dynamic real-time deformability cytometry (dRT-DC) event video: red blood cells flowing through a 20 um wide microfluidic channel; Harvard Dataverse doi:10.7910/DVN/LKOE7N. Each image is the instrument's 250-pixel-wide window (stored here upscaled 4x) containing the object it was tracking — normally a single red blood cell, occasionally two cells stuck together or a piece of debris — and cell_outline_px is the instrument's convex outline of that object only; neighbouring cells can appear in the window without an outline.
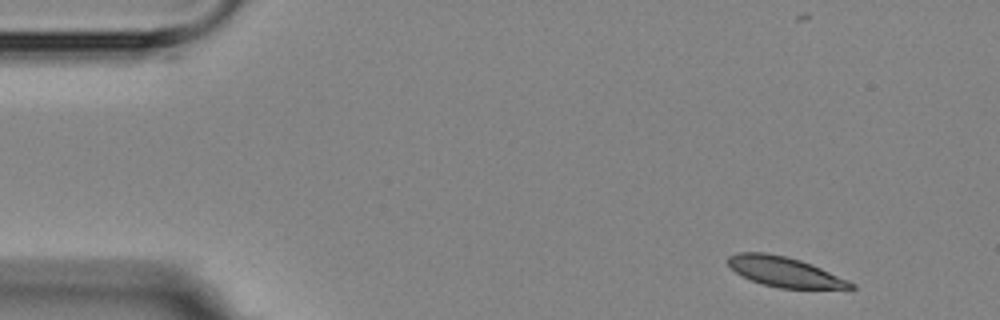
{"species": "Egyptian fruit bat (a non-hibernating species)", "species_latin": "Rousettus aegyptiacus", "temperature_condition": "room temperature", "stored_images_in_passage": 4, "camera_frame_rate_fps": 3000, "um_per_image_px": 0.085, "animal": {"sex": "female"}, "frame": {"image": 1, "passage_image": 1, "time_ms": 0.0, "image_size_px": [1000, 320], "cell_outline_px": [[856, 288], [852, 292], [780, 288], [764, 284], [752, 280], [736, 272], [728, 264], [728, 256], [736, 252], [764, 252], [784, 256], [800, 260], [812, 264], [848, 280], [856, 284]], "centroid_in_image_um": [66.88, 23.17], "position_along_channel_um": 18.1, "area_um2": 22.2}}
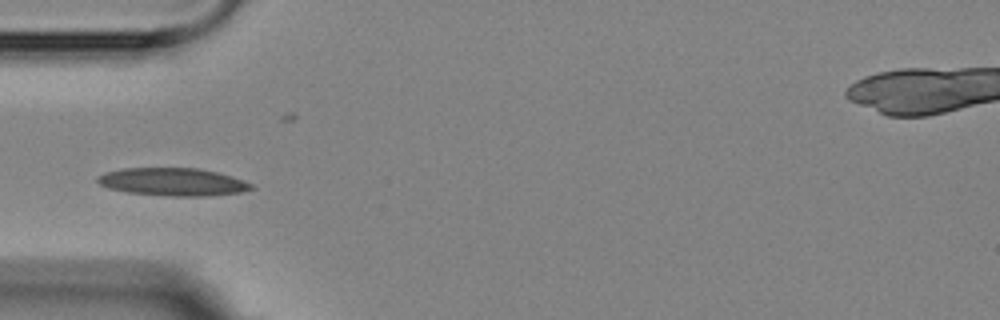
{"frame": {"image": 2, "passage_image": 4, "time_ms": 4.0, "image_size_px": [1000, 320], "cell_outline_px": [[256, 188], [240, 192], [208, 196], [172, 196], [128, 192], [108, 188], [100, 184], [96, 180], [96, 176], [104, 172], [124, 168], [200, 168], [232, 176], [244, 180], [252, 184]], "centroid_in_image_um": [14.69, 15.45], "position_along_channel_um": 70.3, "area_um2": 24.97}}